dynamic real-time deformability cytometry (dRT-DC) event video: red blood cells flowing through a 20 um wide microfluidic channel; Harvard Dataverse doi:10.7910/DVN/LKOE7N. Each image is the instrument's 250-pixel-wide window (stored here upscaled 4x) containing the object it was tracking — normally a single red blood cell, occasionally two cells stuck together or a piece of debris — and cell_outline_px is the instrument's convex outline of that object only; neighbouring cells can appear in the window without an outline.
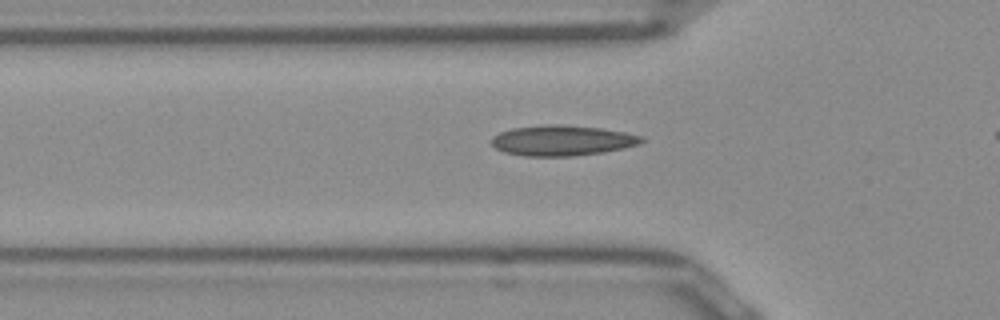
{"species": "Egyptian fruit bat (a non-hibernating species)", "species_latin": "Rousettus aegyptiacus", "temperature_condition": "room temperature", "stored_images_in_passage": 35, "camera_frame_rate_fps": 3000, "um_per_image_px": 0.085, "frame": {"image": 1, "passage_image": 10, "time_ms": 3.0, "image_size_px": [1000, 320], "cell_outline_px": [[644, 140], [640, 144], [624, 148], [604, 152], [572, 156], [524, 156], [504, 152], [496, 148], [488, 140], [492, 136], [500, 132], [512, 128], [544, 124], [564, 124], [600, 128], [624, 132], [640, 136]], "centroid_in_image_um": [47.74, 11.94], "position_along_channel_um": 78.1, "area_um2": 26.76}}
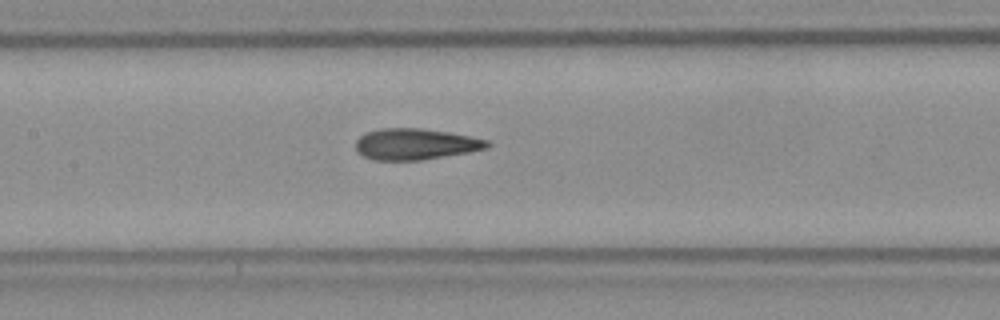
{"frame": {"image": 2, "passage_image": 17, "time_ms": 5.333, "image_size_px": [1000, 320], "cell_outline_px": [[492, 144], [488, 148], [468, 152], [420, 160], [372, 160], [364, 156], [356, 148], [356, 140], [364, 132], [380, 128], [420, 128], [448, 132], [488, 140]], "centroid_in_image_um": [35.3, 12.24], "position_along_channel_um": 172.1, "area_um2": 23.81}}
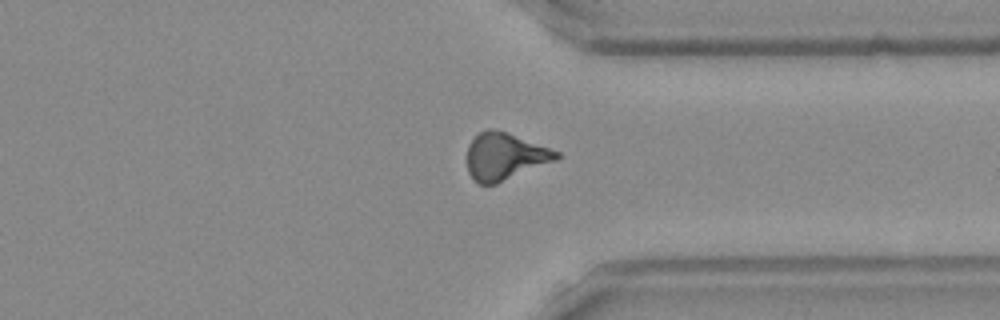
{"frame": {"image": 3, "passage_image": 32, "time_ms": 10.333, "image_size_px": [1000, 320], "cell_outline_px": [[560, 156], [556, 160], [496, 184], [480, 184], [472, 180], [468, 172], [468, 144], [480, 132], [488, 128], [508, 132], [560, 152]], "centroid_in_image_um": [42.9, 13.3], "position_along_channel_um": 368.5, "area_um2": 24.39}}